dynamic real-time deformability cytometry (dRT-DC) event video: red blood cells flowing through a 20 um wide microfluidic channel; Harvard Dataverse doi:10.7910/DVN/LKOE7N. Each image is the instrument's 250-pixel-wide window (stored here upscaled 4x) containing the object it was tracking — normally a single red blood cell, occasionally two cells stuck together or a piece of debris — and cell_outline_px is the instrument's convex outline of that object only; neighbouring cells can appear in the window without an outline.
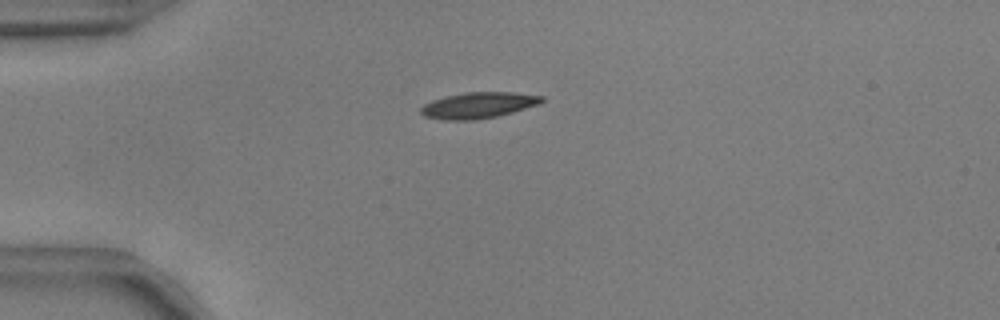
{"species": "common noctule bat (a hibernating species)", "species_latin": "Nyctalus noctula", "temperature_condition": "warm", "stored_images_in_passage": 48, "camera_frame_rate_fps": 3000, "um_per_image_px": 0.085, "animal": {"sex": "male", "body_mass_g": 17.9, "forearm_length_mm": 54.2}, "frame": {"image": 1, "passage_image": 8, "time_ms": 2.333, "image_size_px": [1000, 320], "cell_outline_px": [[544, 100], [540, 104], [512, 112], [496, 116], [476, 120], [444, 120], [424, 116], [420, 112], [420, 108], [424, 104], [432, 100], [444, 96], [464, 92], [512, 92], [544, 96]], "centroid_in_image_um": [40.65, 8.94], "position_along_channel_um": 44.4, "area_um2": 18.44}}
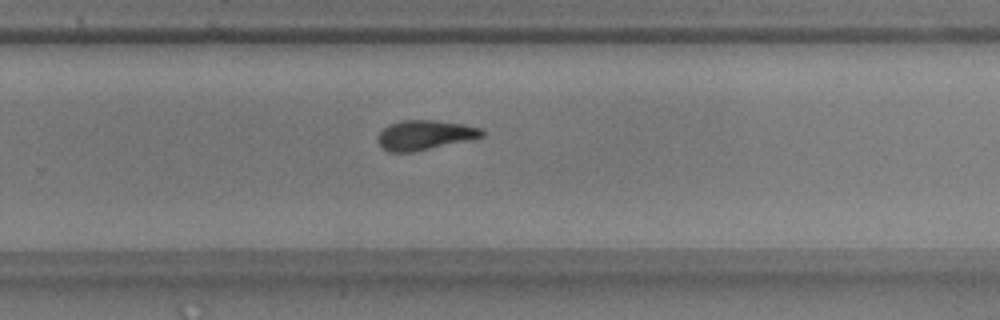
{"frame": {"image": 2, "passage_image": 30, "time_ms": 9.667, "image_size_px": [1000, 320], "cell_outline_px": [[484, 136], [412, 152], [388, 152], [376, 140], [376, 136], [388, 124], [400, 120], [432, 120], [464, 124], [484, 128]], "centroid_in_image_um": [36.08, 11.46], "position_along_channel_um": 293.7, "area_um2": 17.92}}
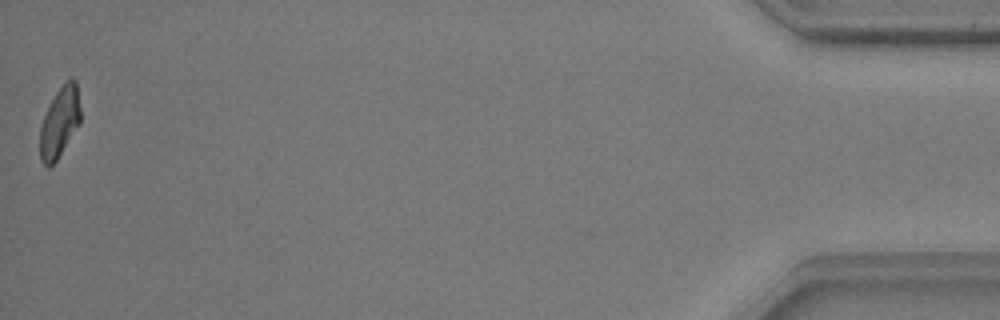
{"frame": {"image": 3, "passage_image": 48, "time_ms": 15.667, "image_size_px": [1000, 320], "cell_outline_px": [[80, 124], [56, 160], [48, 168], [40, 160], [40, 128], [44, 116], [56, 92], [72, 76], [76, 80], [80, 108]], "centroid_in_image_um": [5.08, 10.4], "position_along_channel_um": 430.1, "area_um2": 16.36}, "authors_computed_cell_mechanics": {"area_um2": 17.8313, "velocity_mm_per_s": 3.7386, "shape_relaxation_time_tau1_ms": 6.7011, "shape_relaxation_time_tau2_ms": 3.4175, "deformation_change_tau1": 0.2202, "deformation_change_tau2": 0.0943}}